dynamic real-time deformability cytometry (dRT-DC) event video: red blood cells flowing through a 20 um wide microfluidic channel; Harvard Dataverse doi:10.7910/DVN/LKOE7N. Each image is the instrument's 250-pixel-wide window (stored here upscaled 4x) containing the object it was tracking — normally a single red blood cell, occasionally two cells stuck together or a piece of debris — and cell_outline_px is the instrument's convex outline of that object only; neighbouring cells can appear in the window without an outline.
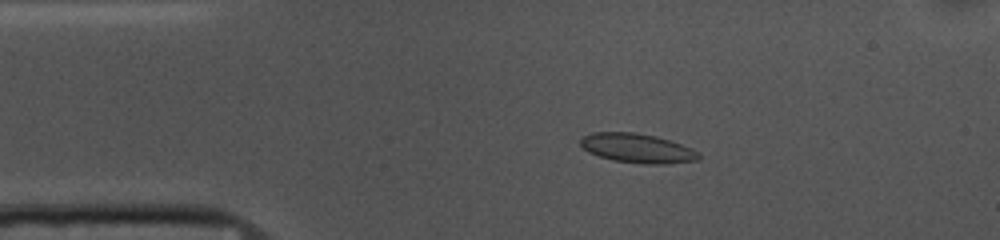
{"species": "common noctule bat (a hibernating species)", "species_latin": "Nyctalus noctula", "temperature_condition": "cold", "stored_images_in_passage": 51, "camera_frame_rate_fps": 3000, "um_per_image_px": 0.085, "animal": {"sex": "female", "body_mass_g": 10.0, "forearm_length_mm": 53.1}, "frame": {"image": 1, "passage_image": 8, "time_ms": 2.333, "image_size_px": [1000, 240], "cell_outline_px": [[700, 160], [668, 164], [644, 164], [612, 160], [588, 152], [580, 144], [580, 140], [584, 136], [592, 132], [636, 132], [656, 136], [692, 148], [700, 152]], "centroid_in_image_um": [54.2, 12.6], "position_along_channel_um": 30.8, "area_um2": 20.29}}
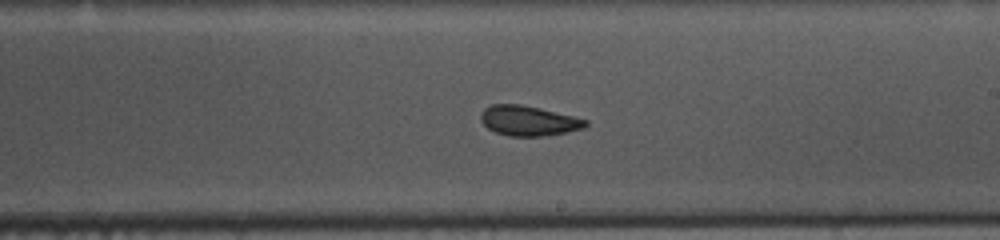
{"frame": {"image": 2, "passage_image": 28, "time_ms": 9.0, "image_size_px": [1000, 240], "cell_outline_px": [[588, 124], [584, 128], [544, 136], [508, 136], [496, 132], [488, 128], [480, 120], [480, 112], [484, 108], [492, 104], [520, 104], [540, 108], [588, 120]], "centroid_in_image_um": [44.89, 10.26], "position_along_channel_um": 244.1, "area_um2": 18.26}}
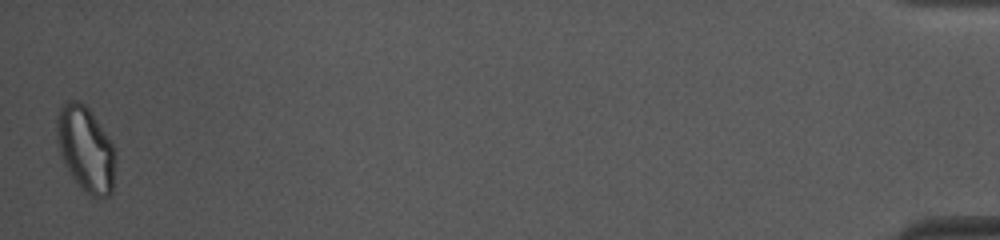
{"frame": {"image": 3, "passage_image": 51, "time_ms": 16.667, "image_size_px": [1000, 240], "cell_outline_px": [[116, 156], [112, 192], [108, 196], [92, 196], [80, 188], [64, 164], [60, 156], [56, 140], [56, 116], [60, 108], [68, 100], [80, 100], [88, 108], [112, 144]], "centroid_in_image_um": [7.25, 12.66], "position_along_channel_um": 427.9, "area_um2": 29.07}, "authors_computed_cell_mechanics": {"area_um2": 19.3052, "velocity_mm_per_s": 3.6985, "shape_relaxation_time_tau1_ms": null, "shape_relaxation_time_tau2_ms": 5.7446, "deformation_change_tau1": null, "deformation_change_tau2": 0.0899}}